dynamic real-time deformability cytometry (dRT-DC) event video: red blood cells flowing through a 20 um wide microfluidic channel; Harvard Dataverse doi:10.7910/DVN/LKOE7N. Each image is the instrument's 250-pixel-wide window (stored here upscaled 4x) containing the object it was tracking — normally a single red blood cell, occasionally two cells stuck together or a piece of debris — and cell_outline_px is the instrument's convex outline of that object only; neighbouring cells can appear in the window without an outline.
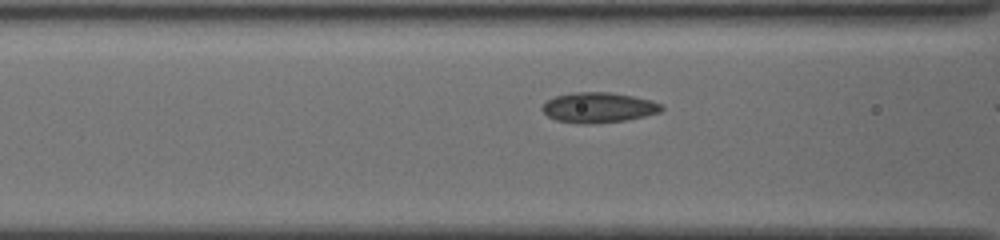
{"species": "common noctule bat (a hibernating species)", "species_latin": "Nyctalus noctula", "temperature_condition": "cold", "stored_images_in_passage": 15, "camera_frame_rate_fps": 3000, "um_per_image_px": 0.085, "animal": {"sex": "female", "body_mass_g": 19.5, "forearm_length_mm": 54.1}, "frame": {"image": 1, "passage_image": 13, "time_ms": 4.0, "image_size_px": [1000, 240], "cell_outline_px": [[664, 108], [660, 112], [644, 116], [624, 120], [588, 124], [580, 124], [556, 120], [548, 116], [540, 108], [548, 100], [556, 96], [572, 92], [608, 92], [632, 96], [652, 100], [660, 104]], "centroid_in_image_um": [50.86, 9.14], "position_along_channel_um": 115.7, "area_um2": 20.87}}